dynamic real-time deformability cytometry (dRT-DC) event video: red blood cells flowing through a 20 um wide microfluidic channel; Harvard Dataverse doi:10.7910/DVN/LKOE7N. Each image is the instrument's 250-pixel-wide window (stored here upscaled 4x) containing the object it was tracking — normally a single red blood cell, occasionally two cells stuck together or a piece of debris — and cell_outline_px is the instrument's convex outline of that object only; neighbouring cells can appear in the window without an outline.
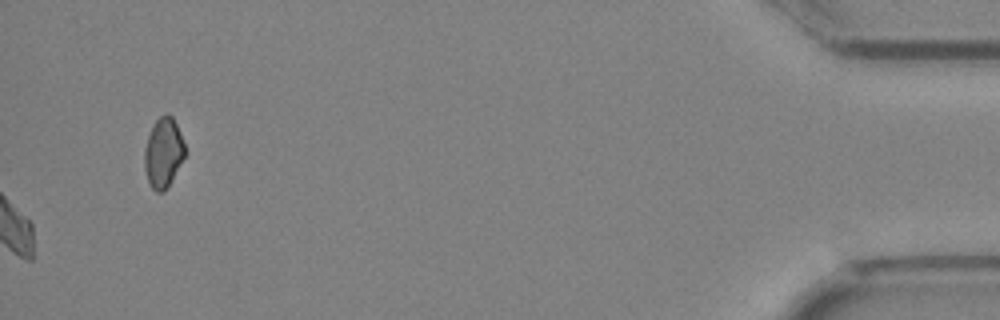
{"species": "Egyptian fruit bat (a non-hibernating species)", "species_latin": "Rousettus aegyptiacus", "temperature_condition": "cold", "stored_images_in_passage": 41, "camera_frame_rate_fps": 3000, "um_per_image_px": 0.085, "animal": {"sex": "female"}, "frame": {"image": 1, "passage_image": 41, "time_ms": 13.333, "image_size_px": [1000, 320], "cell_outline_px": [[184, 156], [164, 192], [156, 192], [152, 188], [148, 180], [144, 168], [144, 148], [152, 124], [160, 116], [168, 112], [172, 116], [176, 124], [184, 144]], "centroid_in_image_um": [13.85, 12.95], "position_along_channel_um": 421.4, "area_um2": 16.18}}